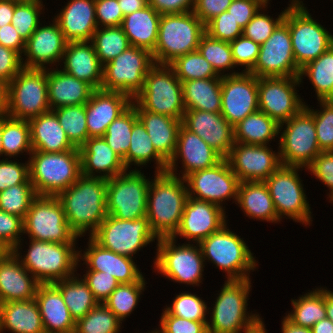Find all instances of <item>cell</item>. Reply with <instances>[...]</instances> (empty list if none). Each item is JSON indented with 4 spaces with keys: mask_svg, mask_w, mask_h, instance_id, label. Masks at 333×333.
<instances>
[{
    "mask_svg": "<svg viewBox=\"0 0 333 333\" xmlns=\"http://www.w3.org/2000/svg\"><path fill=\"white\" fill-rule=\"evenodd\" d=\"M56 197L69 227L78 237L87 231L91 235L107 217V179L81 174L74 184Z\"/></svg>",
    "mask_w": 333,
    "mask_h": 333,
    "instance_id": "1",
    "label": "cell"
},
{
    "mask_svg": "<svg viewBox=\"0 0 333 333\" xmlns=\"http://www.w3.org/2000/svg\"><path fill=\"white\" fill-rule=\"evenodd\" d=\"M147 194L146 217L159 238H171L177 231L189 197L185 179L167 171L156 172ZM179 177V178H178Z\"/></svg>",
    "mask_w": 333,
    "mask_h": 333,
    "instance_id": "2",
    "label": "cell"
},
{
    "mask_svg": "<svg viewBox=\"0 0 333 333\" xmlns=\"http://www.w3.org/2000/svg\"><path fill=\"white\" fill-rule=\"evenodd\" d=\"M28 162L30 181L39 196H57L81 175L79 149L54 153L32 151Z\"/></svg>",
    "mask_w": 333,
    "mask_h": 333,
    "instance_id": "3",
    "label": "cell"
},
{
    "mask_svg": "<svg viewBox=\"0 0 333 333\" xmlns=\"http://www.w3.org/2000/svg\"><path fill=\"white\" fill-rule=\"evenodd\" d=\"M250 288V279L225 281L207 322L208 333H249L263 322L259 314L246 312Z\"/></svg>",
    "mask_w": 333,
    "mask_h": 333,
    "instance_id": "4",
    "label": "cell"
},
{
    "mask_svg": "<svg viewBox=\"0 0 333 333\" xmlns=\"http://www.w3.org/2000/svg\"><path fill=\"white\" fill-rule=\"evenodd\" d=\"M205 32V24L192 11L161 15L152 52L155 64L169 65L177 57L197 51Z\"/></svg>",
    "mask_w": 333,
    "mask_h": 333,
    "instance_id": "5",
    "label": "cell"
},
{
    "mask_svg": "<svg viewBox=\"0 0 333 333\" xmlns=\"http://www.w3.org/2000/svg\"><path fill=\"white\" fill-rule=\"evenodd\" d=\"M27 254L13 251L29 274L40 284H52L74 276L80 261L75 243H53L30 239Z\"/></svg>",
    "mask_w": 333,
    "mask_h": 333,
    "instance_id": "6",
    "label": "cell"
},
{
    "mask_svg": "<svg viewBox=\"0 0 333 333\" xmlns=\"http://www.w3.org/2000/svg\"><path fill=\"white\" fill-rule=\"evenodd\" d=\"M131 104L136 109L182 120L186 111L182 82L169 65L155 64L145 76L144 87Z\"/></svg>",
    "mask_w": 333,
    "mask_h": 333,
    "instance_id": "7",
    "label": "cell"
},
{
    "mask_svg": "<svg viewBox=\"0 0 333 333\" xmlns=\"http://www.w3.org/2000/svg\"><path fill=\"white\" fill-rule=\"evenodd\" d=\"M303 5V1L292 0L283 20L289 27L293 55L300 69L333 46V35Z\"/></svg>",
    "mask_w": 333,
    "mask_h": 333,
    "instance_id": "8",
    "label": "cell"
},
{
    "mask_svg": "<svg viewBox=\"0 0 333 333\" xmlns=\"http://www.w3.org/2000/svg\"><path fill=\"white\" fill-rule=\"evenodd\" d=\"M226 226L199 243L202 256L224 270L227 280L250 279V270L257 266L255 257L244 240Z\"/></svg>",
    "mask_w": 333,
    "mask_h": 333,
    "instance_id": "9",
    "label": "cell"
},
{
    "mask_svg": "<svg viewBox=\"0 0 333 333\" xmlns=\"http://www.w3.org/2000/svg\"><path fill=\"white\" fill-rule=\"evenodd\" d=\"M279 153L282 165L307 168L322 151L318 146L313 114L307 105L289 120L279 124Z\"/></svg>",
    "mask_w": 333,
    "mask_h": 333,
    "instance_id": "10",
    "label": "cell"
},
{
    "mask_svg": "<svg viewBox=\"0 0 333 333\" xmlns=\"http://www.w3.org/2000/svg\"><path fill=\"white\" fill-rule=\"evenodd\" d=\"M154 65L150 51L130 46L103 65L101 89L125 93L133 99L144 87L145 76Z\"/></svg>",
    "mask_w": 333,
    "mask_h": 333,
    "instance_id": "11",
    "label": "cell"
},
{
    "mask_svg": "<svg viewBox=\"0 0 333 333\" xmlns=\"http://www.w3.org/2000/svg\"><path fill=\"white\" fill-rule=\"evenodd\" d=\"M50 110L47 68H23L9 82L7 115L29 121Z\"/></svg>",
    "mask_w": 333,
    "mask_h": 333,
    "instance_id": "12",
    "label": "cell"
},
{
    "mask_svg": "<svg viewBox=\"0 0 333 333\" xmlns=\"http://www.w3.org/2000/svg\"><path fill=\"white\" fill-rule=\"evenodd\" d=\"M125 172L107 180V215L136 220L146 217L150 180L139 170Z\"/></svg>",
    "mask_w": 333,
    "mask_h": 333,
    "instance_id": "13",
    "label": "cell"
},
{
    "mask_svg": "<svg viewBox=\"0 0 333 333\" xmlns=\"http://www.w3.org/2000/svg\"><path fill=\"white\" fill-rule=\"evenodd\" d=\"M24 234L36 241L76 243L77 234L69 227L56 196H37L23 219Z\"/></svg>",
    "mask_w": 333,
    "mask_h": 333,
    "instance_id": "14",
    "label": "cell"
},
{
    "mask_svg": "<svg viewBox=\"0 0 333 333\" xmlns=\"http://www.w3.org/2000/svg\"><path fill=\"white\" fill-rule=\"evenodd\" d=\"M157 241L155 270L174 282L199 286L205 267L199 244L177 246L173 238H159Z\"/></svg>",
    "mask_w": 333,
    "mask_h": 333,
    "instance_id": "15",
    "label": "cell"
},
{
    "mask_svg": "<svg viewBox=\"0 0 333 333\" xmlns=\"http://www.w3.org/2000/svg\"><path fill=\"white\" fill-rule=\"evenodd\" d=\"M90 237L103 248L130 258L155 238L158 240L147 217L123 220L111 215H107Z\"/></svg>",
    "mask_w": 333,
    "mask_h": 333,
    "instance_id": "16",
    "label": "cell"
},
{
    "mask_svg": "<svg viewBox=\"0 0 333 333\" xmlns=\"http://www.w3.org/2000/svg\"><path fill=\"white\" fill-rule=\"evenodd\" d=\"M300 168L303 167L281 165L264 182L280 220L286 215L295 222L310 226L311 211L299 178Z\"/></svg>",
    "mask_w": 333,
    "mask_h": 333,
    "instance_id": "17",
    "label": "cell"
},
{
    "mask_svg": "<svg viewBox=\"0 0 333 333\" xmlns=\"http://www.w3.org/2000/svg\"><path fill=\"white\" fill-rule=\"evenodd\" d=\"M288 25L282 21L273 34L260 45V52L249 73L260 77H299Z\"/></svg>",
    "mask_w": 333,
    "mask_h": 333,
    "instance_id": "18",
    "label": "cell"
},
{
    "mask_svg": "<svg viewBox=\"0 0 333 333\" xmlns=\"http://www.w3.org/2000/svg\"><path fill=\"white\" fill-rule=\"evenodd\" d=\"M189 197L221 205V202L232 198L235 203L238 197L240 180L231 170L226 158L213 167L198 170L185 178Z\"/></svg>",
    "mask_w": 333,
    "mask_h": 333,
    "instance_id": "19",
    "label": "cell"
},
{
    "mask_svg": "<svg viewBox=\"0 0 333 333\" xmlns=\"http://www.w3.org/2000/svg\"><path fill=\"white\" fill-rule=\"evenodd\" d=\"M301 82L300 77L258 78L259 110L278 124L289 120L305 107L295 89Z\"/></svg>",
    "mask_w": 333,
    "mask_h": 333,
    "instance_id": "20",
    "label": "cell"
},
{
    "mask_svg": "<svg viewBox=\"0 0 333 333\" xmlns=\"http://www.w3.org/2000/svg\"><path fill=\"white\" fill-rule=\"evenodd\" d=\"M259 110L258 78L249 72L222 74L221 114L233 127Z\"/></svg>",
    "mask_w": 333,
    "mask_h": 333,
    "instance_id": "21",
    "label": "cell"
},
{
    "mask_svg": "<svg viewBox=\"0 0 333 333\" xmlns=\"http://www.w3.org/2000/svg\"><path fill=\"white\" fill-rule=\"evenodd\" d=\"M226 159L240 182H264L282 165L280 153L267 145L235 142Z\"/></svg>",
    "mask_w": 333,
    "mask_h": 333,
    "instance_id": "22",
    "label": "cell"
},
{
    "mask_svg": "<svg viewBox=\"0 0 333 333\" xmlns=\"http://www.w3.org/2000/svg\"><path fill=\"white\" fill-rule=\"evenodd\" d=\"M224 210L217 204L188 197L179 227L171 238L179 235L199 244L227 224Z\"/></svg>",
    "mask_w": 333,
    "mask_h": 333,
    "instance_id": "23",
    "label": "cell"
},
{
    "mask_svg": "<svg viewBox=\"0 0 333 333\" xmlns=\"http://www.w3.org/2000/svg\"><path fill=\"white\" fill-rule=\"evenodd\" d=\"M182 125L202 138L211 148L226 158L234 141V127L219 113L186 110Z\"/></svg>",
    "mask_w": 333,
    "mask_h": 333,
    "instance_id": "24",
    "label": "cell"
},
{
    "mask_svg": "<svg viewBox=\"0 0 333 333\" xmlns=\"http://www.w3.org/2000/svg\"><path fill=\"white\" fill-rule=\"evenodd\" d=\"M180 157L184 167V171L181 175L182 178H185L192 172L213 167L223 159V157L202 138L183 125L179 128L174 155L167 163V172L173 175L175 174L176 161H178Z\"/></svg>",
    "mask_w": 333,
    "mask_h": 333,
    "instance_id": "25",
    "label": "cell"
},
{
    "mask_svg": "<svg viewBox=\"0 0 333 333\" xmlns=\"http://www.w3.org/2000/svg\"><path fill=\"white\" fill-rule=\"evenodd\" d=\"M67 42L55 19L48 26L39 24L25 42L23 56L27 59L22 63L23 68L44 69V65L61 62Z\"/></svg>",
    "mask_w": 333,
    "mask_h": 333,
    "instance_id": "26",
    "label": "cell"
},
{
    "mask_svg": "<svg viewBox=\"0 0 333 333\" xmlns=\"http://www.w3.org/2000/svg\"><path fill=\"white\" fill-rule=\"evenodd\" d=\"M132 103L125 93L97 89L85 104L88 139L102 137L107 127Z\"/></svg>",
    "mask_w": 333,
    "mask_h": 333,
    "instance_id": "27",
    "label": "cell"
},
{
    "mask_svg": "<svg viewBox=\"0 0 333 333\" xmlns=\"http://www.w3.org/2000/svg\"><path fill=\"white\" fill-rule=\"evenodd\" d=\"M28 273L13 251L0 258V303L35 298L40 283Z\"/></svg>",
    "mask_w": 333,
    "mask_h": 333,
    "instance_id": "28",
    "label": "cell"
},
{
    "mask_svg": "<svg viewBox=\"0 0 333 333\" xmlns=\"http://www.w3.org/2000/svg\"><path fill=\"white\" fill-rule=\"evenodd\" d=\"M78 259L85 261L87 271H101L113 275L120 283L137 282L143 275L137 268L132 258L119 255L111 250L103 248L91 237L88 242V249L81 253L78 251Z\"/></svg>",
    "mask_w": 333,
    "mask_h": 333,
    "instance_id": "29",
    "label": "cell"
},
{
    "mask_svg": "<svg viewBox=\"0 0 333 333\" xmlns=\"http://www.w3.org/2000/svg\"><path fill=\"white\" fill-rule=\"evenodd\" d=\"M64 60V61H63ZM63 72L101 89L103 65L91 41H69L62 57Z\"/></svg>",
    "mask_w": 333,
    "mask_h": 333,
    "instance_id": "30",
    "label": "cell"
},
{
    "mask_svg": "<svg viewBox=\"0 0 333 333\" xmlns=\"http://www.w3.org/2000/svg\"><path fill=\"white\" fill-rule=\"evenodd\" d=\"M55 20L68 42L91 41L98 28L95 0H70Z\"/></svg>",
    "mask_w": 333,
    "mask_h": 333,
    "instance_id": "31",
    "label": "cell"
},
{
    "mask_svg": "<svg viewBox=\"0 0 333 333\" xmlns=\"http://www.w3.org/2000/svg\"><path fill=\"white\" fill-rule=\"evenodd\" d=\"M79 150L82 175L108 180L127 170L123 160L112 150L103 137L87 139ZM94 171L102 174L95 175Z\"/></svg>",
    "mask_w": 333,
    "mask_h": 333,
    "instance_id": "32",
    "label": "cell"
},
{
    "mask_svg": "<svg viewBox=\"0 0 333 333\" xmlns=\"http://www.w3.org/2000/svg\"><path fill=\"white\" fill-rule=\"evenodd\" d=\"M37 302L45 333H70L75 331L76 321L66 306L60 290L52 284H39Z\"/></svg>",
    "mask_w": 333,
    "mask_h": 333,
    "instance_id": "33",
    "label": "cell"
},
{
    "mask_svg": "<svg viewBox=\"0 0 333 333\" xmlns=\"http://www.w3.org/2000/svg\"><path fill=\"white\" fill-rule=\"evenodd\" d=\"M95 89L62 70H47V93L51 110L63 106L86 104Z\"/></svg>",
    "mask_w": 333,
    "mask_h": 333,
    "instance_id": "34",
    "label": "cell"
},
{
    "mask_svg": "<svg viewBox=\"0 0 333 333\" xmlns=\"http://www.w3.org/2000/svg\"><path fill=\"white\" fill-rule=\"evenodd\" d=\"M136 111L138 119L152 140L154 149L168 163L176 149L182 120L144 109H136Z\"/></svg>",
    "mask_w": 333,
    "mask_h": 333,
    "instance_id": "35",
    "label": "cell"
},
{
    "mask_svg": "<svg viewBox=\"0 0 333 333\" xmlns=\"http://www.w3.org/2000/svg\"><path fill=\"white\" fill-rule=\"evenodd\" d=\"M29 124L33 151L54 153L78 149L67 138L53 110L30 119Z\"/></svg>",
    "mask_w": 333,
    "mask_h": 333,
    "instance_id": "36",
    "label": "cell"
},
{
    "mask_svg": "<svg viewBox=\"0 0 333 333\" xmlns=\"http://www.w3.org/2000/svg\"><path fill=\"white\" fill-rule=\"evenodd\" d=\"M45 333L42 317L34 299L0 303V332Z\"/></svg>",
    "mask_w": 333,
    "mask_h": 333,
    "instance_id": "37",
    "label": "cell"
},
{
    "mask_svg": "<svg viewBox=\"0 0 333 333\" xmlns=\"http://www.w3.org/2000/svg\"><path fill=\"white\" fill-rule=\"evenodd\" d=\"M160 17L150 5L124 16L121 28L130 45L152 53L156 47Z\"/></svg>",
    "mask_w": 333,
    "mask_h": 333,
    "instance_id": "38",
    "label": "cell"
},
{
    "mask_svg": "<svg viewBox=\"0 0 333 333\" xmlns=\"http://www.w3.org/2000/svg\"><path fill=\"white\" fill-rule=\"evenodd\" d=\"M237 203L250 218L280 222L265 182H240Z\"/></svg>",
    "mask_w": 333,
    "mask_h": 333,
    "instance_id": "39",
    "label": "cell"
},
{
    "mask_svg": "<svg viewBox=\"0 0 333 333\" xmlns=\"http://www.w3.org/2000/svg\"><path fill=\"white\" fill-rule=\"evenodd\" d=\"M182 88L186 110L221 112V78L183 81Z\"/></svg>",
    "mask_w": 333,
    "mask_h": 333,
    "instance_id": "40",
    "label": "cell"
},
{
    "mask_svg": "<svg viewBox=\"0 0 333 333\" xmlns=\"http://www.w3.org/2000/svg\"><path fill=\"white\" fill-rule=\"evenodd\" d=\"M278 134L279 124L260 110L234 126V141L237 143L268 145Z\"/></svg>",
    "mask_w": 333,
    "mask_h": 333,
    "instance_id": "41",
    "label": "cell"
},
{
    "mask_svg": "<svg viewBox=\"0 0 333 333\" xmlns=\"http://www.w3.org/2000/svg\"><path fill=\"white\" fill-rule=\"evenodd\" d=\"M75 275L53 283L61 292L66 306L75 321L84 317L99 303L95 299L88 284Z\"/></svg>",
    "mask_w": 333,
    "mask_h": 333,
    "instance_id": "42",
    "label": "cell"
},
{
    "mask_svg": "<svg viewBox=\"0 0 333 333\" xmlns=\"http://www.w3.org/2000/svg\"><path fill=\"white\" fill-rule=\"evenodd\" d=\"M153 158L157 165L155 172H165L167 162L156 152L147 130L138 119L133 125L130 147L123 160V164L128 170L132 163L138 166L147 165L146 163H149Z\"/></svg>",
    "mask_w": 333,
    "mask_h": 333,
    "instance_id": "43",
    "label": "cell"
},
{
    "mask_svg": "<svg viewBox=\"0 0 333 333\" xmlns=\"http://www.w3.org/2000/svg\"><path fill=\"white\" fill-rule=\"evenodd\" d=\"M302 76L309 77L318 101H333V46L301 68V80Z\"/></svg>",
    "mask_w": 333,
    "mask_h": 333,
    "instance_id": "44",
    "label": "cell"
},
{
    "mask_svg": "<svg viewBox=\"0 0 333 333\" xmlns=\"http://www.w3.org/2000/svg\"><path fill=\"white\" fill-rule=\"evenodd\" d=\"M291 302L293 310L285 317L296 326L311 328L326 318L325 288L307 292L297 300L292 299Z\"/></svg>",
    "mask_w": 333,
    "mask_h": 333,
    "instance_id": "45",
    "label": "cell"
},
{
    "mask_svg": "<svg viewBox=\"0 0 333 333\" xmlns=\"http://www.w3.org/2000/svg\"><path fill=\"white\" fill-rule=\"evenodd\" d=\"M2 147L4 156H17L23 152L32 153L30 124L28 120L8 115L2 117Z\"/></svg>",
    "mask_w": 333,
    "mask_h": 333,
    "instance_id": "46",
    "label": "cell"
},
{
    "mask_svg": "<svg viewBox=\"0 0 333 333\" xmlns=\"http://www.w3.org/2000/svg\"><path fill=\"white\" fill-rule=\"evenodd\" d=\"M91 42L102 65L112 61L131 46L121 26L97 28Z\"/></svg>",
    "mask_w": 333,
    "mask_h": 333,
    "instance_id": "47",
    "label": "cell"
},
{
    "mask_svg": "<svg viewBox=\"0 0 333 333\" xmlns=\"http://www.w3.org/2000/svg\"><path fill=\"white\" fill-rule=\"evenodd\" d=\"M138 120L136 108L131 104L107 127L102 136L112 150L124 160L131 141L134 123Z\"/></svg>",
    "mask_w": 333,
    "mask_h": 333,
    "instance_id": "48",
    "label": "cell"
},
{
    "mask_svg": "<svg viewBox=\"0 0 333 333\" xmlns=\"http://www.w3.org/2000/svg\"><path fill=\"white\" fill-rule=\"evenodd\" d=\"M75 148H80L88 139L85 104L63 106L53 110Z\"/></svg>",
    "mask_w": 333,
    "mask_h": 333,
    "instance_id": "49",
    "label": "cell"
},
{
    "mask_svg": "<svg viewBox=\"0 0 333 333\" xmlns=\"http://www.w3.org/2000/svg\"><path fill=\"white\" fill-rule=\"evenodd\" d=\"M145 283L142 276L137 282L119 284L103 304L123 321L136 308Z\"/></svg>",
    "mask_w": 333,
    "mask_h": 333,
    "instance_id": "50",
    "label": "cell"
},
{
    "mask_svg": "<svg viewBox=\"0 0 333 333\" xmlns=\"http://www.w3.org/2000/svg\"><path fill=\"white\" fill-rule=\"evenodd\" d=\"M169 66L181 82L194 79L222 78L198 50L177 57Z\"/></svg>",
    "mask_w": 333,
    "mask_h": 333,
    "instance_id": "51",
    "label": "cell"
},
{
    "mask_svg": "<svg viewBox=\"0 0 333 333\" xmlns=\"http://www.w3.org/2000/svg\"><path fill=\"white\" fill-rule=\"evenodd\" d=\"M122 322L103 303L76 321L75 333H119Z\"/></svg>",
    "mask_w": 333,
    "mask_h": 333,
    "instance_id": "52",
    "label": "cell"
},
{
    "mask_svg": "<svg viewBox=\"0 0 333 333\" xmlns=\"http://www.w3.org/2000/svg\"><path fill=\"white\" fill-rule=\"evenodd\" d=\"M30 179L0 192V210L25 218L32 201L37 197Z\"/></svg>",
    "mask_w": 333,
    "mask_h": 333,
    "instance_id": "53",
    "label": "cell"
},
{
    "mask_svg": "<svg viewBox=\"0 0 333 333\" xmlns=\"http://www.w3.org/2000/svg\"><path fill=\"white\" fill-rule=\"evenodd\" d=\"M198 52L212 65L219 76H222L221 71L235 67L230 43L212 38L206 32L200 39Z\"/></svg>",
    "mask_w": 333,
    "mask_h": 333,
    "instance_id": "54",
    "label": "cell"
},
{
    "mask_svg": "<svg viewBox=\"0 0 333 333\" xmlns=\"http://www.w3.org/2000/svg\"><path fill=\"white\" fill-rule=\"evenodd\" d=\"M42 0H15V8L11 24L26 42L40 23Z\"/></svg>",
    "mask_w": 333,
    "mask_h": 333,
    "instance_id": "55",
    "label": "cell"
},
{
    "mask_svg": "<svg viewBox=\"0 0 333 333\" xmlns=\"http://www.w3.org/2000/svg\"><path fill=\"white\" fill-rule=\"evenodd\" d=\"M171 305L165 308L170 315L192 321H208L206 320L207 305L196 294L188 292L179 293Z\"/></svg>",
    "mask_w": 333,
    "mask_h": 333,
    "instance_id": "56",
    "label": "cell"
},
{
    "mask_svg": "<svg viewBox=\"0 0 333 333\" xmlns=\"http://www.w3.org/2000/svg\"><path fill=\"white\" fill-rule=\"evenodd\" d=\"M321 110L307 109L314 116L318 146L322 152L333 151V101H320Z\"/></svg>",
    "mask_w": 333,
    "mask_h": 333,
    "instance_id": "57",
    "label": "cell"
},
{
    "mask_svg": "<svg viewBox=\"0 0 333 333\" xmlns=\"http://www.w3.org/2000/svg\"><path fill=\"white\" fill-rule=\"evenodd\" d=\"M261 9L243 28L242 35L255 43L263 44L274 32L276 27L284 20L286 9L280 15L273 19L272 17L262 14Z\"/></svg>",
    "mask_w": 333,
    "mask_h": 333,
    "instance_id": "58",
    "label": "cell"
},
{
    "mask_svg": "<svg viewBox=\"0 0 333 333\" xmlns=\"http://www.w3.org/2000/svg\"><path fill=\"white\" fill-rule=\"evenodd\" d=\"M24 234L23 218L0 210V244L7 251H18Z\"/></svg>",
    "mask_w": 333,
    "mask_h": 333,
    "instance_id": "59",
    "label": "cell"
},
{
    "mask_svg": "<svg viewBox=\"0 0 333 333\" xmlns=\"http://www.w3.org/2000/svg\"><path fill=\"white\" fill-rule=\"evenodd\" d=\"M205 31L212 38L229 43L242 36L243 33L241 26L228 11L222 12L210 20L205 25Z\"/></svg>",
    "mask_w": 333,
    "mask_h": 333,
    "instance_id": "60",
    "label": "cell"
},
{
    "mask_svg": "<svg viewBox=\"0 0 333 333\" xmlns=\"http://www.w3.org/2000/svg\"><path fill=\"white\" fill-rule=\"evenodd\" d=\"M230 46L235 66H244L245 70L243 71L249 72L257 61L260 44L242 35L230 42Z\"/></svg>",
    "mask_w": 333,
    "mask_h": 333,
    "instance_id": "61",
    "label": "cell"
},
{
    "mask_svg": "<svg viewBox=\"0 0 333 333\" xmlns=\"http://www.w3.org/2000/svg\"><path fill=\"white\" fill-rule=\"evenodd\" d=\"M208 321H192L170 315L165 309L160 320V330L157 333H208Z\"/></svg>",
    "mask_w": 333,
    "mask_h": 333,
    "instance_id": "62",
    "label": "cell"
},
{
    "mask_svg": "<svg viewBox=\"0 0 333 333\" xmlns=\"http://www.w3.org/2000/svg\"><path fill=\"white\" fill-rule=\"evenodd\" d=\"M30 179L29 162L18 163L6 158L0 160V192Z\"/></svg>",
    "mask_w": 333,
    "mask_h": 333,
    "instance_id": "63",
    "label": "cell"
},
{
    "mask_svg": "<svg viewBox=\"0 0 333 333\" xmlns=\"http://www.w3.org/2000/svg\"><path fill=\"white\" fill-rule=\"evenodd\" d=\"M83 277L98 303H104L120 284L113 275L101 271H86Z\"/></svg>",
    "mask_w": 333,
    "mask_h": 333,
    "instance_id": "64",
    "label": "cell"
},
{
    "mask_svg": "<svg viewBox=\"0 0 333 333\" xmlns=\"http://www.w3.org/2000/svg\"><path fill=\"white\" fill-rule=\"evenodd\" d=\"M95 14L98 28L121 26L124 18L118 0H95Z\"/></svg>",
    "mask_w": 333,
    "mask_h": 333,
    "instance_id": "65",
    "label": "cell"
},
{
    "mask_svg": "<svg viewBox=\"0 0 333 333\" xmlns=\"http://www.w3.org/2000/svg\"><path fill=\"white\" fill-rule=\"evenodd\" d=\"M322 181L329 189V198L333 197V151L321 152L306 168Z\"/></svg>",
    "mask_w": 333,
    "mask_h": 333,
    "instance_id": "66",
    "label": "cell"
},
{
    "mask_svg": "<svg viewBox=\"0 0 333 333\" xmlns=\"http://www.w3.org/2000/svg\"><path fill=\"white\" fill-rule=\"evenodd\" d=\"M267 6L263 0H233L227 11L243 29L259 9Z\"/></svg>",
    "mask_w": 333,
    "mask_h": 333,
    "instance_id": "67",
    "label": "cell"
},
{
    "mask_svg": "<svg viewBox=\"0 0 333 333\" xmlns=\"http://www.w3.org/2000/svg\"><path fill=\"white\" fill-rule=\"evenodd\" d=\"M23 59L15 50L0 44V78L9 83L23 69Z\"/></svg>",
    "mask_w": 333,
    "mask_h": 333,
    "instance_id": "68",
    "label": "cell"
},
{
    "mask_svg": "<svg viewBox=\"0 0 333 333\" xmlns=\"http://www.w3.org/2000/svg\"><path fill=\"white\" fill-rule=\"evenodd\" d=\"M233 0H195L193 13L206 25L215 16L227 11Z\"/></svg>",
    "mask_w": 333,
    "mask_h": 333,
    "instance_id": "69",
    "label": "cell"
},
{
    "mask_svg": "<svg viewBox=\"0 0 333 333\" xmlns=\"http://www.w3.org/2000/svg\"><path fill=\"white\" fill-rule=\"evenodd\" d=\"M195 0H148L160 15L182 14L193 11Z\"/></svg>",
    "mask_w": 333,
    "mask_h": 333,
    "instance_id": "70",
    "label": "cell"
},
{
    "mask_svg": "<svg viewBox=\"0 0 333 333\" xmlns=\"http://www.w3.org/2000/svg\"><path fill=\"white\" fill-rule=\"evenodd\" d=\"M0 44L15 50L21 56L25 50V42L11 23L0 27Z\"/></svg>",
    "mask_w": 333,
    "mask_h": 333,
    "instance_id": "71",
    "label": "cell"
},
{
    "mask_svg": "<svg viewBox=\"0 0 333 333\" xmlns=\"http://www.w3.org/2000/svg\"><path fill=\"white\" fill-rule=\"evenodd\" d=\"M15 0H0V27L11 23Z\"/></svg>",
    "mask_w": 333,
    "mask_h": 333,
    "instance_id": "72",
    "label": "cell"
},
{
    "mask_svg": "<svg viewBox=\"0 0 333 333\" xmlns=\"http://www.w3.org/2000/svg\"><path fill=\"white\" fill-rule=\"evenodd\" d=\"M123 16L132 14L148 6V0H118Z\"/></svg>",
    "mask_w": 333,
    "mask_h": 333,
    "instance_id": "73",
    "label": "cell"
},
{
    "mask_svg": "<svg viewBox=\"0 0 333 333\" xmlns=\"http://www.w3.org/2000/svg\"><path fill=\"white\" fill-rule=\"evenodd\" d=\"M9 83L0 78V117L7 115Z\"/></svg>",
    "mask_w": 333,
    "mask_h": 333,
    "instance_id": "74",
    "label": "cell"
},
{
    "mask_svg": "<svg viewBox=\"0 0 333 333\" xmlns=\"http://www.w3.org/2000/svg\"><path fill=\"white\" fill-rule=\"evenodd\" d=\"M282 333H312L311 328L294 325L286 317L282 321Z\"/></svg>",
    "mask_w": 333,
    "mask_h": 333,
    "instance_id": "75",
    "label": "cell"
},
{
    "mask_svg": "<svg viewBox=\"0 0 333 333\" xmlns=\"http://www.w3.org/2000/svg\"><path fill=\"white\" fill-rule=\"evenodd\" d=\"M312 333H333V322L324 318L311 327Z\"/></svg>",
    "mask_w": 333,
    "mask_h": 333,
    "instance_id": "76",
    "label": "cell"
},
{
    "mask_svg": "<svg viewBox=\"0 0 333 333\" xmlns=\"http://www.w3.org/2000/svg\"><path fill=\"white\" fill-rule=\"evenodd\" d=\"M326 317L333 322V292L325 289Z\"/></svg>",
    "mask_w": 333,
    "mask_h": 333,
    "instance_id": "77",
    "label": "cell"
},
{
    "mask_svg": "<svg viewBox=\"0 0 333 333\" xmlns=\"http://www.w3.org/2000/svg\"><path fill=\"white\" fill-rule=\"evenodd\" d=\"M249 333H267L264 322H262L258 327H256L254 330L250 331Z\"/></svg>",
    "mask_w": 333,
    "mask_h": 333,
    "instance_id": "78",
    "label": "cell"
},
{
    "mask_svg": "<svg viewBox=\"0 0 333 333\" xmlns=\"http://www.w3.org/2000/svg\"><path fill=\"white\" fill-rule=\"evenodd\" d=\"M3 155V147H2V117H0V156Z\"/></svg>",
    "mask_w": 333,
    "mask_h": 333,
    "instance_id": "79",
    "label": "cell"
},
{
    "mask_svg": "<svg viewBox=\"0 0 333 333\" xmlns=\"http://www.w3.org/2000/svg\"><path fill=\"white\" fill-rule=\"evenodd\" d=\"M7 252V250L0 244V258Z\"/></svg>",
    "mask_w": 333,
    "mask_h": 333,
    "instance_id": "80",
    "label": "cell"
}]
</instances>
